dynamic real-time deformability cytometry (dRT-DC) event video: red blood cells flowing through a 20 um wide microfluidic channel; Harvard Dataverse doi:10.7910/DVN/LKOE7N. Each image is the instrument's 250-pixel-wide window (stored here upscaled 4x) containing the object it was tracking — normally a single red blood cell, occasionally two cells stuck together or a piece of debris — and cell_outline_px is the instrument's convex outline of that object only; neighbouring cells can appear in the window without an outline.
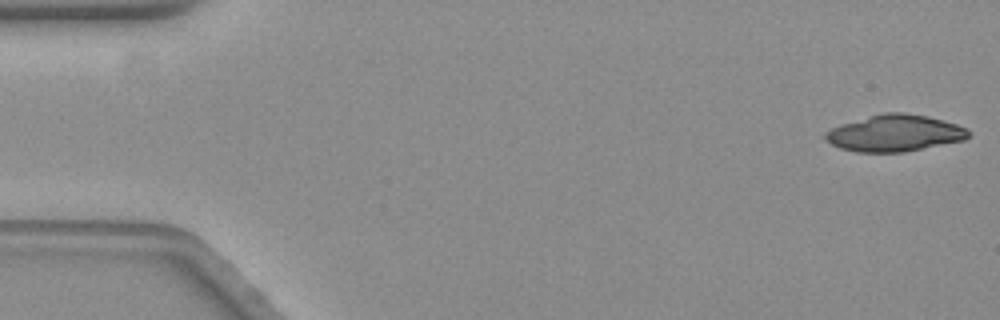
{"species": "common noctule bat (a hibernating species)", "species_latin": "Nyctalus noctula", "temperature_condition": "warm", "stored_images_in_passage": 15, "camera_frame_rate_fps": 3000, "um_per_image_px": 0.085, "animal": {"sex": "female", "body_mass_g": 19.3, "forearm_length_mm": 54.1}, "frame": {"image": 1, "passage_image": 1, "time_ms": 0.0, "image_size_px": [1000, 320], "cell_outline_px": [[968, 136], [964, 140], [904, 152], [856, 152], [840, 148], [832, 144], [824, 136], [832, 128], [840, 124], [884, 112], [904, 112], [928, 116], [956, 124], [968, 128]], "centroid_in_image_um": [76.07, 11.31], "position_along_channel_um": 8.9, "area_um2": 30.29}}